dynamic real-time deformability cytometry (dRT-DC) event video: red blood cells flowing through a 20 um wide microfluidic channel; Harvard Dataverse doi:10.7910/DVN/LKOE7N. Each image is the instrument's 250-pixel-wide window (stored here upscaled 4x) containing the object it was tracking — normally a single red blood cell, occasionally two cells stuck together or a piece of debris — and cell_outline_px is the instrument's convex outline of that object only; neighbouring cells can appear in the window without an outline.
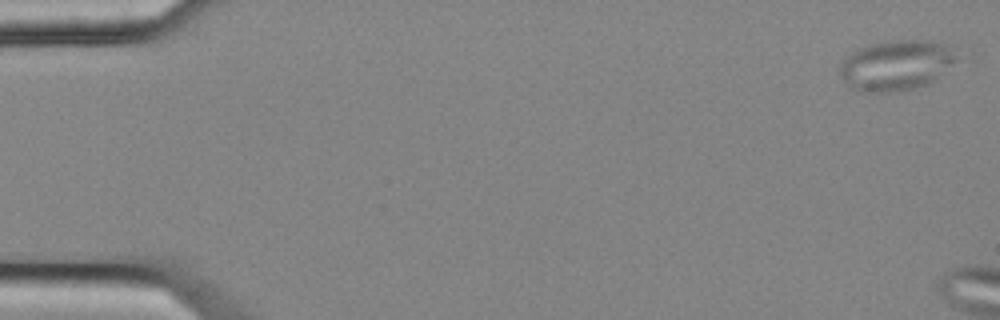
{"species": "common noctule bat (a hibernating species)", "species_latin": "Nyctalus noctula", "temperature_condition": "cold", "stored_images_in_passage": 3, "camera_frame_rate_fps": 3000, "um_per_image_px": 0.085, "animal": {"sex": "female", "body_mass_g": 25.1}, "frame": {"image": 1, "passage_image": 1, "time_ms": 0.0, "image_size_px": [1000, 320], "cell_outline_px": [[956, 60], [928, 84], [912, 88], [892, 92], [868, 92], [852, 88], [840, 76], [840, 64], [852, 52], [868, 44], [896, 40], [932, 40], [944, 44], [956, 56]], "centroid_in_image_um": [76.13, 5.54], "position_along_channel_um": 8.9, "area_um2": 33.52}}